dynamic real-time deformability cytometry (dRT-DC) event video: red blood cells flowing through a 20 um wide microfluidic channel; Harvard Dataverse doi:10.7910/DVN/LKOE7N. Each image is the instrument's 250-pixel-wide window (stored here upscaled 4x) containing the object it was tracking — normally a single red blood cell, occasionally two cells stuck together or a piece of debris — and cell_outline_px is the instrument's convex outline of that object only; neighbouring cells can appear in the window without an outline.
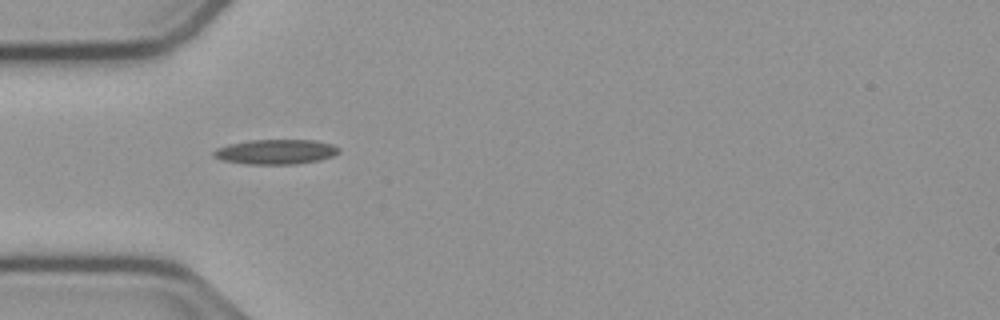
{"species": "common noctule bat (a hibernating species)", "species_latin": "Nyctalus noctula", "temperature_condition": "cold", "stored_images_in_passage": 39, "camera_frame_rate_fps": 3000, "um_per_image_px": 0.085, "animal": {"sex": "male", "body_mass_g": 23.1, "forearm_length_mm": 52.7}, "frame": {"image": 1, "passage_image": 1, "time_ms": 0.0, "image_size_px": [1000, 320], "cell_outline_px": [[340, 152], [332, 156], [320, 160], [296, 164], [248, 164], [220, 160], [212, 156], [212, 152], [216, 148], [228, 144], [252, 140], [316, 140], [332, 144], [340, 148]], "centroid_in_image_um": [23.43, 12.9], "position_along_channel_um": 61.6, "area_um2": 18.26}}
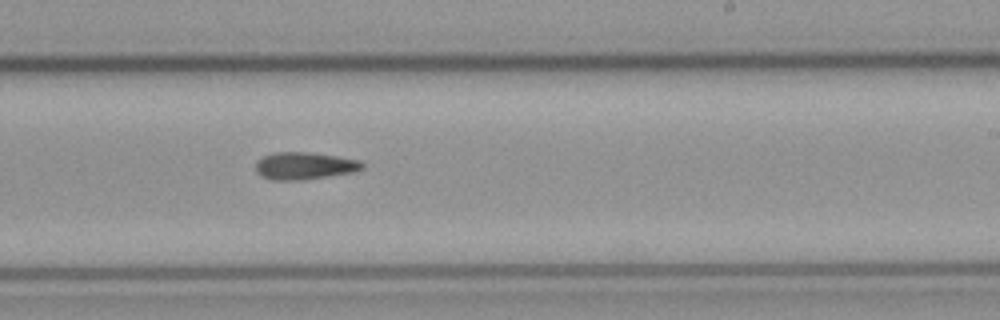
{"frame": {"image": 2, "passage_image": 17, "time_ms": 5.333, "image_size_px": [1000, 320], "cell_outline_px": [[364, 168], [356, 172], [304, 180], [272, 180], [260, 176], [256, 172], [256, 160], [272, 152], [308, 152], [336, 156], [360, 160], [364, 164]], "centroid_in_image_um": [25.88, 14.1], "position_along_channel_um": 263.1, "area_um2": 17.22}}
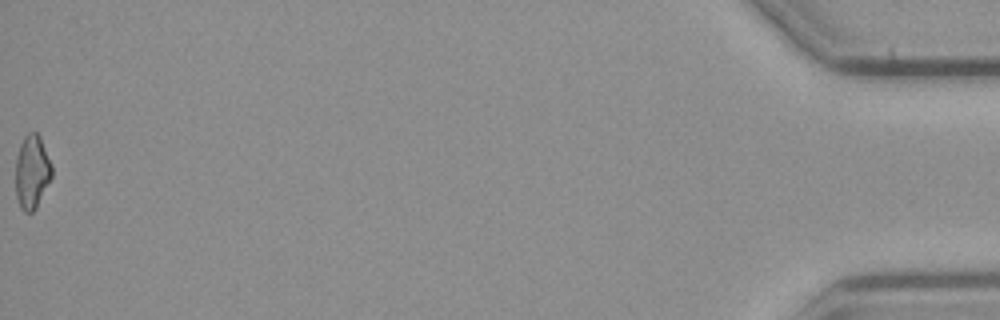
{"frame": {"image": 3, "passage_image": 39, "time_ms": 12.667, "image_size_px": [1000, 320], "cell_outline_px": [[52, 176], [36, 208], [32, 212], [24, 212], [20, 208], [16, 196], [16, 156], [20, 144], [24, 136], [28, 132], [36, 132], [40, 136], [52, 164]], "centroid_in_image_um": [2.71, 14.59], "position_along_channel_um": 432.5, "area_um2": 15.66}}